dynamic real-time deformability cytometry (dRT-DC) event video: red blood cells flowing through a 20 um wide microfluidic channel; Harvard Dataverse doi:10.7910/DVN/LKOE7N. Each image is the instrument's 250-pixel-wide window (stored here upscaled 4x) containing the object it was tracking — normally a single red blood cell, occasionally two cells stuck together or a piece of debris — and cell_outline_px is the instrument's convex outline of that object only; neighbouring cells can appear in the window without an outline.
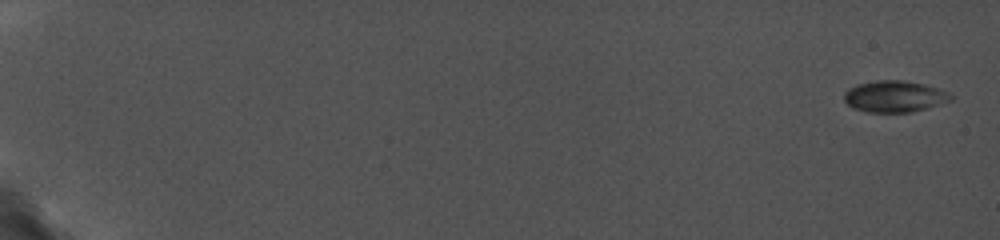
{"species": "common noctule bat (a hibernating species)", "species_latin": "Nyctalus noctula", "temperature_condition": "cold", "stored_images_in_passage": 23, "camera_frame_rate_fps": 5000, "um_per_image_px": 0.085, "animal": {"sex": "female", "body_mass_g": 19.0, "forearm_length_mm": 56.7}, "frame": {"image": 1, "passage_image": 1, "time_ms": 0.0, "image_size_px": [1000, 240], "cell_outline_px": [[952, 100], [940, 104], [912, 112], [868, 112], [852, 108], [844, 100], [844, 92], [848, 88], [856, 84], [876, 80], [904, 80], [924, 84], [940, 88], [948, 92], [952, 96]], "centroid_in_image_um": [76.02, 8.19], "position_along_channel_um": 9.0, "area_um2": 19.71}}
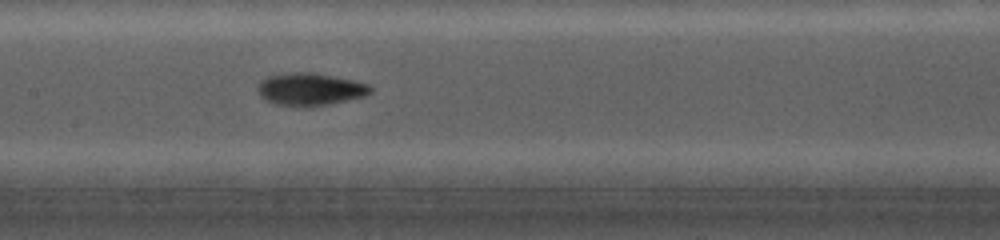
{"frame": {"image": 2, "passage_image": 18, "time_ms": 10.2, "image_size_px": [1000, 240], "cell_outline_px": [[372, 92], [364, 96], [328, 104], [308, 108], [276, 104], [264, 100], [260, 96], [256, 88], [260, 80], [268, 76], [284, 72], [312, 72], [352, 80], [368, 84], [372, 88]], "centroid_in_image_um": [26.29, 7.59], "position_along_channel_um": 181.1, "area_um2": 21.62}}
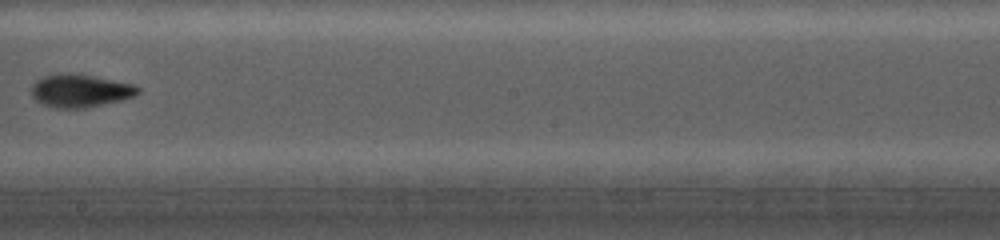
{"frame": {"image": 3, "passage_image": 20, "time_ms": 11.8, "image_size_px": [1000, 240], "cell_outline_px": [[140, 92], [136, 96], [120, 100], [84, 108], [56, 108], [44, 104], [36, 100], [32, 96], [32, 84], [36, 80], [44, 76], [64, 72], [68, 72], [92, 76], [132, 84], [140, 88]], "centroid_in_image_um": [6.8, 7.7], "position_along_channel_um": 241.4, "area_um2": 20.29}}